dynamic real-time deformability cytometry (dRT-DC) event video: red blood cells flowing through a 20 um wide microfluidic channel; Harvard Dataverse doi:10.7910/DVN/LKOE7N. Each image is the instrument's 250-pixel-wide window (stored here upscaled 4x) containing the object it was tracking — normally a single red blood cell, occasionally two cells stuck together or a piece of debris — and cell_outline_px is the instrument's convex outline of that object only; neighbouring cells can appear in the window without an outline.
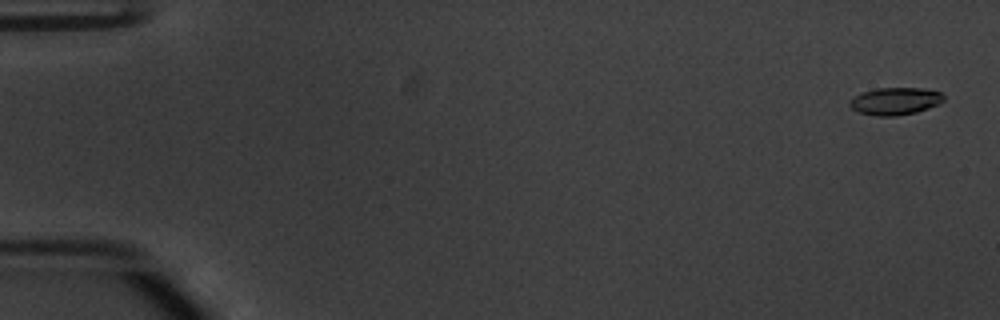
{"species": "common noctule bat (a hibernating species)", "species_latin": "Nyctalus noctula", "temperature_condition": "warm", "stored_images_in_passage": 54, "camera_frame_rate_fps": 3000, "um_per_image_px": 0.085, "animal": {"sex": "male", "body_mass_g": 20.1, "forearm_length_mm": 53.5}, "frame": {"image": 1, "passage_image": 2, "time_ms": 0.333, "image_size_px": [1000, 320], "cell_outline_px": [[944, 100], [940, 104], [916, 112], [896, 116], [876, 116], [860, 112], [852, 108], [848, 104], [848, 100], [860, 92], [876, 88], [920, 88], [940, 92], [944, 96]], "centroid_in_image_um": [76.06, 8.59], "position_along_channel_um": 8.9, "area_um2": 15.09}}
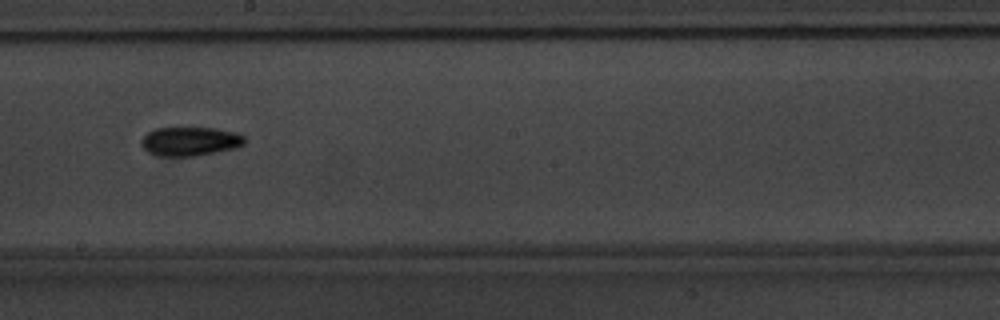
{"frame": {"image": 2, "passage_image": 31, "time_ms": 10.0, "image_size_px": [1000, 320], "cell_outline_px": [[244, 144], [232, 148], [196, 156], [164, 156], [148, 152], [140, 144], [140, 140], [148, 132], [156, 128], [216, 128], [240, 132], [244, 136]], "centroid_in_image_um": [16.16, 12.0], "position_along_channel_um": 232.0, "area_um2": 17.34}}
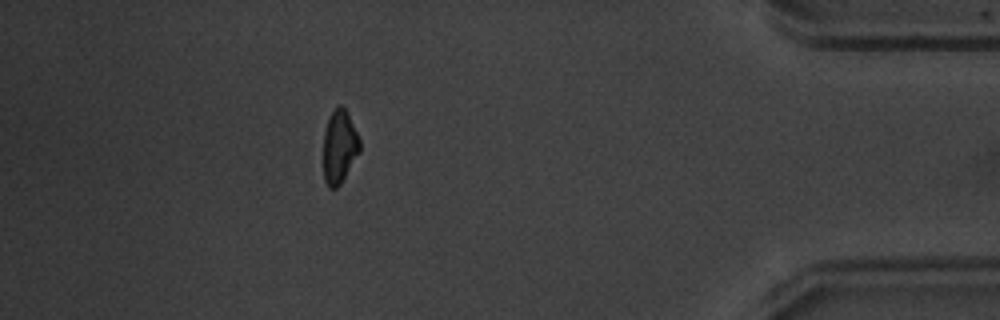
{"frame": {"image": 3, "passage_image": 48, "time_ms": 15.667, "image_size_px": [1000, 320], "cell_outline_px": [[360, 152], [340, 184], [336, 188], [328, 188], [324, 180], [324, 132], [328, 120], [336, 104], [340, 104], [344, 108], [360, 140]], "centroid_in_image_um": [28.84, 12.49], "position_along_channel_um": 406.4, "area_um2": 15.32}, "authors_computed_cell_mechanics": {"area_um2": 16.0395, "velocity_mm_per_s": 3.8537, "shape_relaxation_time_tau1_ms": 2.9672, "shape_relaxation_time_tau2_ms": 10.3955, "deformation_change_tau1": 0.1366, "deformation_change_tau2": 0.1947}}